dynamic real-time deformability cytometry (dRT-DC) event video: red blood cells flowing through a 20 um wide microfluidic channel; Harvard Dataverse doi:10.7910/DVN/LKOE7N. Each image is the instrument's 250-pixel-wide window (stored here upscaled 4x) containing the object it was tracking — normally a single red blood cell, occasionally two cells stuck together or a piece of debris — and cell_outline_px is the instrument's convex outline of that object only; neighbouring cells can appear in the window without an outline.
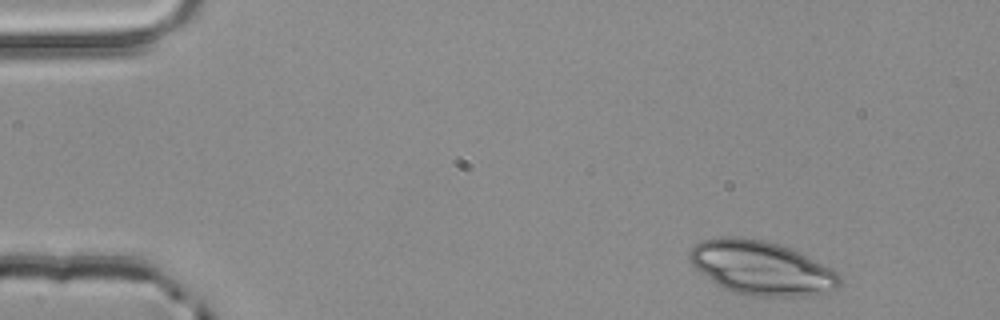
{"species": "common noctule bat (a hibernating species)", "species_latin": "Nyctalus noctula", "temperature_condition": "room temperature", "stored_images_in_passage": 3, "camera_frame_rate_fps": 3000, "um_per_image_px": 0.085, "animal": {"sex": "male", "body_mass_g": 20.4}, "frame": {"image": 1, "passage_image": 1, "time_ms": 0.0, "image_size_px": [1000, 320], "cell_outline_px": [[840, 288], [824, 292], [804, 296], [748, 296], [732, 292], [716, 284], [700, 272], [688, 260], [688, 252], [696, 244], [704, 240], [724, 236], [740, 236], [764, 240], [780, 244], [800, 252], [840, 272]], "centroid_in_image_um": [64.73, 22.77], "position_along_channel_um": 20.3, "area_um2": 47.45}}